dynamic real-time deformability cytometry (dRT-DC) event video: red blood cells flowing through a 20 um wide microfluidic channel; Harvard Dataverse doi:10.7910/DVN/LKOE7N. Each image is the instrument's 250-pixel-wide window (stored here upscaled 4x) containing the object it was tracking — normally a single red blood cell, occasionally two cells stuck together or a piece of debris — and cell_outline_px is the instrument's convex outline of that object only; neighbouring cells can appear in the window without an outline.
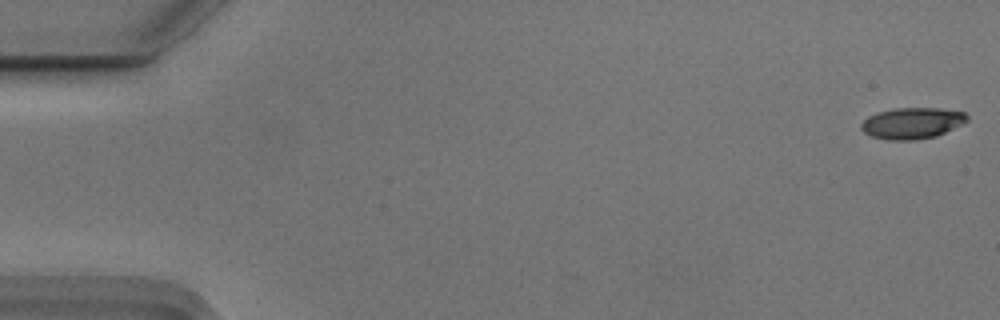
{"species": "Egyptian fruit bat (a non-hibernating species)", "species_latin": "Rousettus aegyptiacus", "temperature_condition": "cold", "stored_images_in_passage": 52, "camera_frame_rate_fps": 3000, "um_per_image_px": 0.085, "animal": {"sex": "male"}, "frame": {"image": 1, "passage_image": 1, "time_ms": 0.0, "image_size_px": [1000, 320], "cell_outline_px": [[968, 120], [936, 136], [916, 140], [888, 140], [872, 136], [864, 132], [860, 128], [860, 124], [868, 116], [876, 112], [892, 108], [936, 108], [964, 112], [968, 116]], "centroid_in_image_um": [77.48, 10.46], "position_along_channel_um": 7.5, "area_um2": 19.19}}
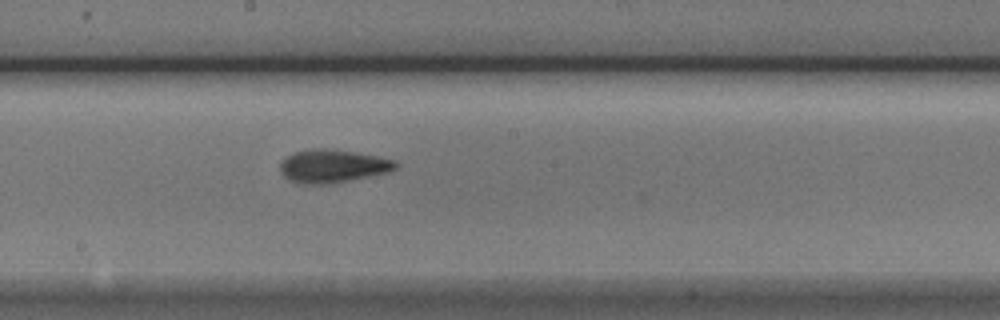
{"frame": {"image": 2, "passage_image": 30, "time_ms": 9.667, "image_size_px": [1000, 320], "cell_outline_px": [[400, 164], [396, 168], [388, 172], [332, 184], [304, 184], [292, 180], [284, 176], [280, 172], [280, 164], [292, 152], [312, 148], [328, 148], [376, 156], [396, 160]], "centroid_in_image_um": [28.29, 14.11], "position_along_channel_um": 219.9, "area_um2": 22.25}}
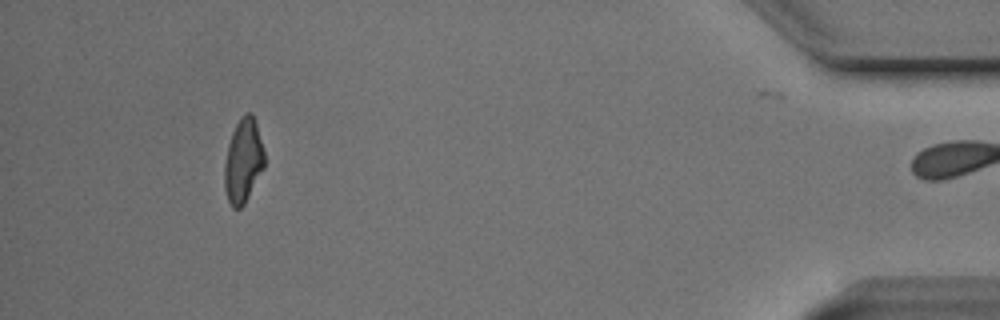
{"frame": {"image": 3, "passage_image": 51, "time_ms": 16.667, "image_size_px": [1000, 320], "cell_outline_px": [[264, 168], [244, 204], [240, 208], [232, 208], [228, 200], [224, 188], [224, 164], [228, 144], [232, 132], [240, 116], [248, 112], [252, 112], [256, 124], [264, 152]], "centroid_in_image_um": [20.66, 13.67], "position_along_channel_um": 414.5, "area_um2": 19.54}, "authors_computed_cell_mechanics": {"area_um2": 20.4034, "velocity_mm_per_s": 3.7362, "shape_relaxation_time_tau1_ms": 5.4803, "shape_relaxation_time_tau2_ms": 2.6185, "deformation_change_tau1": 0.1635, "deformation_change_tau2": 0.0976}}